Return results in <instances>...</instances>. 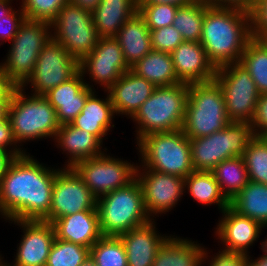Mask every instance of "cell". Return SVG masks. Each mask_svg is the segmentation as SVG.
Segmentation results:
<instances>
[{"instance_id": "obj_1", "label": "cell", "mask_w": 267, "mask_h": 266, "mask_svg": "<svg viewBox=\"0 0 267 266\" xmlns=\"http://www.w3.org/2000/svg\"><path fill=\"white\" fill-rule=\"evenodd\" d=\"M26 153L16 157L0 181V216L11 220H43L50 212L55 174Z\"/></svg>"}, {"instance_id": "obj_2", "label": "cell", "mask_w": 267, "mask_h": 266, "mask_svg": "<svg viewBox=\"0 0 267 266\" xmlns=\"http://www.w3.org/2000/svg\"><path fill=\"white\" fill-rule=\"evenodd\" d=\"M251 38V14L214 7L205 11L200 43L216 69L239 62Z\"/></svg>"}, {"instance_id": "obj_3", "label": "cell", "mask_w": 267, "mask_h": 266, "mask_svg": "<svg viewBox=\"0 0 267 266\" xmlns=\"http://www.w3.org/2000/svg\"><path fill=\"white\" fill-rule=\"evenodd\" d=\"M189 84L156 87L131 118L136 122V143L144 136L182 128Z\"/></svg>"}, {"instance_id": "obj_4", "label": "cell", "mask_w": 267, "mask_h": 266, "mask_svg": "<svg viewBox=\"0 0 267 266\" xmlns=\"http://www.w3.org/2000/svg\"><path fill=\"white\" fill-rule=\"evenodd\" d=\"M230 122L223 91L215 79L189 84L181 128L189 139L209 136L223 130Z\"/></svg>"}, {"instance_id": "obj_5", "label": "cell", "mask_w": 267, "mask_h": 266, "mask_svg": "<svg viewBox=\"0 0 267 266\" xmlns=\"http://www.w3.org/2000/svg\"><path fill=\"white\" fill-rule=\"evenodd\" d=\"M16 86L8 109L13 136L18 145L30 140L53 138L60 128L56 110L43 95H27ZM20 143V144H19Z\"/></svg>"}, {"instance_id": "obj_6", "label": "cell", "mask_w": 267, "mask_h": 266, "mask_svg": "<svg viewBox=\"0 0 267 266\" xmlns=\"http://www.w3.org/2000/svg\"><path fill=\"white\" fill-rule=\"evenodd\" d=\"M137 149L141 161L137 166L182 178L195 171L189 138L182 129L144 136Z\"/></svg>"}, {"instance_id": "obj_7", "label": "cell", "mask_w": 267, "mask_h": 266, "mask_svg": "<svg viewBox=\"0 0 267 266\" xmlns=\"http://www.w3.org/2000/svg\"><path fill=\"white\" fill-rule=\"evenodd\" d=\"M96 208L103 236L118 237L151 220L137 179L98 198Z\"/></svg>"}, {"instance_id": "obj_8", "label": "cell", "mask_w": 267, "mask_h": 266, "mask_svg": "<svg viewBox=\"0 0 267 266\" xmlns=\"http://www.w3.org/2000/svg\"><path fill=\"white\" fill-rule=\"evenodd\" d=\"M254 137L251 123L230 122L209 136L189 139L194 170L211 172L224 160L242 157Z\"/></svg>"}, {"instance_id": "obj_9", "label": "cell", "mask_w": 267, "mask_h": 266, "mask_svg": "<svg viewBox=\"0 0 267 266\" xmlns=\"http://www.w3.org/2000/svg\"><path fill=\"white\" fill-rule=\"evenodd\" d=\"M51 24L46 21L25 19L10 43L2 67L8 78L21 86L33 73L37 58L52 37Z\"/></svg>"}, {"instance_id": "obj_10", "label": "cell", "mask_w": 267, "mask_h": 266, "mask_svg": "<svg viewBox=\"0 0 267 266\" xmlns=\"http://www.w3.org/2000/svg\"><path fill=\"white\" fill-rule=\"evenodd\" d=\"M52 38L80 62L96 46L99 35L92 14L67 2L50 23Z\"/></svg>"}, {"instance_id": "obj_11", "label": "cell", "mask_w": 267, "mask_h": 266, "mask_svg": "<svg viewBox=\"0 0 267 266\" xmlns=\"http://www.w3.org/2000/svg\"><path fill=\"white\" fill-rule=\"evenodd\" d=\"M214 79L223 91L230 121L251 123L260 94L246 68L239 62L224 65L216 69Z\"/></svg>"}, {"instance_id": "obj_12", "label": "cell", "mask_w": 267, "mask_h": 266, "mask_svg": "<svg viewBox=\"0 0 267 266\" xmlns=\"http://www.w3.org/2000/svg\"><path fill=\"white\" fill-rule=\"evenodd\" d=\"M137 163L115 158L107 153L77 163L73 169L98 199L136 179Z\"/></svg>"}, {"instance_id": "obj_13", "label": "cell", "mask_w": 267, "mask_h": 266, "mask_svg": "<svg viewBox=\"0 0 267 266\" xmlns=\"http://www.w3.org/2000/svg\"><path fill=\"white\" fill-rule=\"evenodd\" d=\"M78 71L79 62L51 37L39 53L33 73L20 87L26 91L30 84V94L44 96Z\"/></svg>"}, {"instance_id": "obj_14", "label": "cell", "mask_w": 267, "mask_h": 266, "mask_svg": "<svg viewBox=\"0 0 267 266\" xmlns=\"http://www.w3.org/2000/svg\"><path fill=\"white\" fill-rule=\"evenodd\" d=\"M97 198L73 168L61 167L55 174L49 214L43 219H56L85 210H97Z\"/></svg>"}, {"instance_id": "obj_15", "label": "cell", "mask_w": 267, "mask_h": 266, "mask_svg": "<svg viewBox=\"0 0 267 266\" xmlns=\"http://www.w3.org/2000/svg\"><path fill=\"white\" fill-rule=\"evenodd\" d=\"M115 37H100L93 50L79 62V71L88 74L106 92L125 72L130 70Z\"/></svg>"}, {"instance_id": "obj_16", "label": "cell", "mask_w": 267, "mask_h": 266, "mask_svg": "<svg viewBox=\"0 0 267 266\" xmlns=\"http://www.w3.org/2000/svg\"><path fill=\"white\" fill-rule=\"evenodd\" d=\"M136 179L142 187L144 206L151 220L171 211L185 193L184 178L179 176L137 166Z\"/></svg>"}, {"instance_id": "obj_17", "label": "cell", "mask_w": 267, "mask_h": 266, "mask_svg": "<svg viewBox=\"0 0 267 266\" xmlns=\"http://www.w3.org/2000/svg\"><path fill=\"white\" fill-rule=\"evenodd\" d=\"M12 221V222H11ZM23 230L15 260L8 266H45L56 238L52 223L43 220H11Z\"/></svg>"}, {"instance_id": "obj_18", "label": "cell", "mask_w": 267, "mask_h": 266, "mask_svg": "<svg viewBox=\"0 0 267 266\" xmlns=\"http://www.w3.org/2000/svg\"><path fill=\"white\" fill-rule=\"evenodd\" d=\"M215 234L224 246L222 249L249 255V248L260 237L264 227L256 220L240 215L230 206L222 212Z\"/></svg>"}, {"instance_id": "obj_19", "label": "cell", "mask_w": 267, "mask_h": 266, "mask_svg": "<svg viewBox=\"0 0 267 266\" xmlns=\"http://www.w3.org/2000/svg\"><path fill=\"white\" fill-rule=\"evenodd\" d=\"M84 76L78 71L68 81L56 86L44 95L56 110L60 125L72 123L84 108L88 96L95 91L94 86L90 85L86 79L84 80Z\"/></svg>"}, {"instance_id": "obj_20", "label": "cell", "mask_w": 267, "mask_h": 266, "mask_svg": "<svg viewBox=\"0 0 267 266\" xmlns=\"http://www.w3.org/2000/svg\"><path fill=\"white\" fill-rule=\"evenodd\" d=\"M171 57L175 73L182 83L208 82L215 78L216 68L200 42L183 41Z\"/></svg>"}, {"instance_id": "obj_21", "label": "cell", "mask_w": 267, "mask_h": 266, "mask_svg": "<svg viewBox=\"0 0 267 266\" xmlns=\"http://www.w3.org/2000/svg\"><path fill=\"white\" fill-rule=\"evenodd\" d=\"M155 89L154 84L129 70L107 92L116 116L119 114L132 118Z\"/></svg>"}, {"instance_id": "obj_22", "label": "cell", "mask_w": 267, "mask_h": 266, "mask_svg": "<svg viewBox=\"0 0 267 266\" xmlns=\"http://www.w3.org/2000/svg\"><path fill=\"white\" fill-rule=\"evenodd\" d=\"M155 220L118 236L125 248L128 266H152L158 248L169 237L157 233Z\"/></svg>"}, {"instance_id": "obj_23", "label": "cell", "mask_w": 267, "mask_h": 266, "mask_svg": "<svg viewBox=\"0 0 267 266\" xmlns=\"http://www.w3.org/2000/svg\"><path fill=\"white\" fill-rule=\"evenodd\" d=\"M54 141L57 148L59 147L69 158L64 162V168H73L77 163L100 156L107 151L106 148L102 149L103 143L95 135L76 128L71 123L60 125Z\"/></svg>"}, {"instance_id": "obj_24", "label": "cell", "mask_w": 267, "mask_h": 266, "mask_svg": "<svg viewBox=\"0 0 267 266\" xmlns=\"http://www.w3.org/2000/svg\"><path fill=\"white\" fill-rule=\"evenodd\" d=\"M56 238L91 248L103 235L97 210H85L56 219Z\"/></svg>"}, {"instance_id": "obj_25", "label": "cell", "mask_w": 267, "mask_h": 266, "mask_svg": "<svg viewBox=\"0 0 267 266\" xmlns=\"http://www.w3.org/2000/svg\"><path fill=\"white\" fill-rule=\"evenodd\" d=\"M106 93L107 96L103 99L98 98L96 91H93L80 114L71 123L74 127L95 135L102 143L110 129L115 127L112 122L116 115L109 94Z\"/></svg>"}, {"instance_id": "obj_26", "label": "cell", "mask_w": 267, "mask_h": 266, "mask_svg": "<svg viewBox=\"0 0 267 266\" xmlns=\"http://www.w3.org/2000/svg\"><path fill=\"white\" fill-rule=\"evenodd\" d=\"M138 11V0H101L91 13L99 37H115Z\"/></svg>"}, {"instance_id": "obj_27", "label": "cell", "mask_w": 267, "mask_h": 266, "mask_svg": "<svg viewBox=\"0 0 267 266\" xmlns=\"http://www.w3.org/2000/svg\"><path fill=\"white\" fill-rule=\"evenodd\" d=\"M115 38L130 67L152 50L150 30L138 11L123 24Z\"/></svg>"}, {"instance_id": "obj_28", "label": "cell", "mask_w": 267, "mask_h": 266, "mask_svg": "<svg viewBox=\"0 0 267 266\" xmlns=\"http://www.w3.org/2000/svg\"><path fill=\"white\" fill-rule=\"evenodd\" d=\"M175 235L169 237L158 248L152 266H203L205 246Z\"/></svg>"}, {"instance_id": "obj_29", "label": "cell", "mask_w": 267, "mask_h": 266, "mask_svg": "<svg viewBox=\"0 0 267 266\" xmlns=\"http://www.w3.org/2000/svg\"><path fill=\"white\" fill-rule=\"evenodd\" d=\"M130 70L156 87L182 83L175 73L170 53L151 50L131 66Z\"/></svg>"}, {"instance_id": "obj_30", "label": "cell", "mask_w": 267, "mask_h": 266, "mask_svg": "<svg viewBox=\"0 0 267 266\" xmlns=\"http://www.w3.org/2000/svg\"><path fill=\"white\" fill-rule=\"evenodd\" d=\"M184 190L202 205H218L221 213L230 206L212 172L193 171L184 178Z\"/></svg>"}, {"instance_id": "obj_31", "label": "cell", "mask_w": 267, "mask_h": 266, "mask_svg": "<svg viewBox=\"0 0 267 266\" xmlns=\"http://www.w3.org/2000/svg\"><path fill=\"white\" fill-rule=\"evenodd\" d=\"M230 207L240 215L258 221L264 228L267 227V185L249 181L230 200Z\"/></svg>"}, {"instance_id": "obj_32", "label": "cell", "mask_w": 267, "mask_h": 266, "mask_svg": "<svg viewBox=\"0 0 267 266\" xmlns=\"http://www.w3.org/2000/svg\"><path fill=\"white\" fill-rule=\"evenodd\" d=\"M211 172L218 182L222 193L229 201L249 182L248 172L242 157L224 160Z\"/></svg>"}, {"instance_id": "obj_33", "label": "cell", "mask_w": 267, "mask_h": 266, "mask_svg": "<svg viewBox=\"0 0 267 266\" xmlns=\"http://www.w3.org/2000/svg\"><path fill=\"white\" fill-rule=\"evenodd\" d=\"M209 7L205 1H194L178 7L173 26L180 32L183 41L200 42L205 11Z\"/></svg>"}, {"instance_id": "obj_34", "label": "cell", "mask_w": 267, "mask_h": 266, "mask_svg": "<svg viewBox=\"0 0 267 266\" xmlns=\"http://www.w3.org/2000/svg\"><path fill=\"white\" fill-rule=\"evenodd\" d=\"M239 63L249 72L259 94H267V49L257 39L251 38Z\"/></svg>"}, {"instance_id": "obj_35", "label": "cell", "mask_w": 267, "mask_h": 266, "mask_svg": "<svg viewBox=\"0 0 267 266\" xmlns=\"http://www.w3.org/2000/svg\"><path fill=\"white\" fill-rule=\"evenodd\" d=\"M249 181L267 185V138L255 136L243 156Z\"/></svg>"}, {"instance_id": "obj_36", "label": "cell", "mask_w": 267, "mask_h": 266, "mask_svg": "<svg viewBox=\"0 0 267 266\" xmlns=\"http://www.w3.org/2000/svg\"><path fill=\"white\" fill-rule=\"evenodd\" d=\"M97 266H128L124 245L119 237L102 236L90 248Z\"/></svg>"}, {"instance_id": "obj_37", "label": "cell", "mask_w": 267, "mask_h": 266, "mask_svg": "<svg viewBox=\"0 0 267 266\" xmlns=\"http://www.w3.org/2000/svg\"><path fill=\"white\" fill-rule=\"evenodd\" d=\"M90 255V248L55 238L45 266H80Z\"/></svg>"}, {"instance_id": "obj_38", "label": "cell", "mask_w": 267, "mask_h": 266, "mask_svg": "<svg viewBox=\"0 0 267 266\" xmlns=\"http://www.w3.org/2000/svg\"><path fill=\"white\" fill-rule=\"evenodd\" d=\"M22 11L29 20L51 23L69 0H21Z\"/></svg>"}, {"instance_id": "obj_39", "label": "cell", "mask_w": 267, "mask_h": 266, "mask_svg": "<svg viewBox=\"0 0 267 266\" xmlns=\"http://www.w3.org/2000/svg\"><path fill=\"white\" fill-rule=\"evenodd\" d=\"M179 6L170 4H138V13L144 18L149 30L173 25Z\"/></svg>"}, {"instance_id": "obj_40", "label": "cell", "mask_w": 267, "mask_h": 266, "mask_svg": "<svg viewBox=\"0 0 267 266\" xmlns=\"http://www.w3.org/2000/svg\"><path fill=\"white\" fill-rule=\"evenodd\" d=\"M152 50L172 53L183 42L180 32L173 26L150 30Z\"/></svg>"}, {"instance_id": "obj_41", "label": "cell", "mask_w": 267, "mask_h": 266, "mask_svg": "<svg viewBox=\"0 0 267 266\" xmlns=\"http://www.w3.org/2000/svg\"><path fill=\"white\" fill-rule=\"evenodd\" d=\"M208 254H210L209 251L205 249L202 265L208 262V266H248V255L243 253L229 252L221 249L216 255H213L214 257L211 256V259L208 258L210 257Z\"/></svg>"}, {"instance_id": "obj_42", "label": "cell", "mask_w": 267, "mask_h": 266, "mask_svg": "<svg viewBox=\"0 0 267 266\" xmlns=\"http://www.w3.org/2000/svg\"><path fill=\"white\" fill-rule=\"evenodd\" d=\"M25 19L22 7L19 10L14 9L9 15L0 19V46L5 41L11 43Z\"/></svg>"}, {"instance_id": "obj_43", "label": "cell", "mask_w": 267, "mask_h": 266, "mask_svg": "<svg viewBox=\"0 0 267 266\" xmlns=\"http://www.w3.org/2000/svg\"><path fill=\"white\" fill-rule=\"evenodd\" d=\"M22 148L23 147L20 148V145L17 144L13 136L9 118L7 117L5 120H0V149L10 152L16 157H20L28 153Z\"/></svg>"}, {"instance_id": "obj_44", "label": "cell", "mask_w": 267, "mask_h": 266, "mask_svg": "<svg viewBox=\"0 0 267 266\" xmlns=\"http://www.w3.org/2000/svg\"><path fill=\"white\" fill-rule=\"evenodd\" d=\"M267 34V0H257L251 12V36Z\"/></svg>"}, {"instance_id": "obj_45", "label": "cell", "mask_w": 267, "mask_h": 266, "mask_svg": "<svg viewBox=\"0 0 267 266\" xmlns=\"http://www.w3.org/2000/svg\"><path fill=\"white\" fill-rule=\"evenodd\" d=\"M251 125L255 136H267V94L259 96Z\"/></svg>"}, {"instance_id": "obj_46", "label": "cell", "mask_w": 267, "mask_h": 266, "mask_svg": "<svg viewBox=\"0 0 267 266\" xmlns=\"http://www.w3.org/2000/svg\"><path fill=\"white\" fill-rule=\"evenodd\" d=\"M205 2L210 7L238 9L251 14L257 0H205Z\"/></svg>"}, {"instance_id": "obj_47", "label": "cell", "mask_w": 267, "mask_h": 266, "mask_svg": "<svg viewBox=\"0 0 267 266\" xmlns=\"http://www.w3.org/2000/svg\"><path fill=\"white\" fill-rule=\"evenodd\" d=\"M16 85L8 78L0 63V101H10Z\"/></svg>"}, {"instance_id": "obj_48", "label": "cell", "mask_w": 267, "mask_h": 266, "mask_svg": "<svg viewBox=\"0 0 267 266\" xmlns=\"http://www.w3.org/2000/svg\"><path fill=\"white\" fill-rule=\"evenodd\" d=\"M16 156L6 150L0 149V181L7 173V170Z\"/></svg>"}, {"instance_id": "obj_49", "label": "cell", "mask_w": 267, "mask_h": 266, "mask_svg": "<svg viewBox=\"0 0 267 266\" xmlns=\"http://www.w3.org/2000/svg\"><path fill=\"white\" fill-rule=\"evenodd\" d=\"M69 2L92 13L101 0H69Z\"/></svg>"}, {"instance_id": "obj_50", "label": "cell", "mask_w": 267, "mask_h": 266, "mask_svg": "<svg viewBox=\"0 0 267 266\" xmlns=\"http://www.w3.org/2000/svg\"><path fill=\"white\" fill-rule=\"evenodd\" d=\"M190 0H138V4H170L184 6L190 3Z\"/></svg>"}, {"instance_id": "obj_51", "label": "cell", "mask_w": 267, "mask_h": 266, "mask_svg": "<svg viewBox=\"0 0 267 266\" xmlns=\"http://www.w3.org/2000/svg\"><path fill=\"white\" fill-rule=\"evenodd\" d=\"M13 0H0V19L2 17L9 15L14 9L11 7V2Z\"/></svg>"}, {"instance_id": "obj_52", "label": "cell", "mask_w": 267, "mask_h": 266, "mask_svg": "<svg viewBox=\"0 0 267 266\" xmlns=\"http://www.w3.org/2000/svg\"><path fill=\"white\" fill-rule=\"evenodd\" d=\"M248 255V266H267V254L263 251V255H260L257 259H250Z\"/></svg>"}, {"instance_id": "obj_53", "label": "cell", "mask_w": 267, "mask_h": 266, "mask_svg": "<svg viewBox=\"0 0 267 266\" xmlns=\"http://www.w3.org/2000/svg\"><path fill=\"white\" fill-rule=\"evenodd\" d=\"M10 101H0V120H5L8 117Z\"/></svg>"}, {"instance_id": "obj_54", "label": "cell", "mask_w": 267, "mask_h": 266, "mask_svg": "<svg viewBox=\"0 0 267 266\" xmlns=\"http://www.w3.org/2000/svg\"><path fill=\"white\" fill-rule=\"evenodd\" d=\"M80 266H97L95 260L89 255L88 258Z\"/></svg>"}, {"instance_id": "obj_55", "label": "cell", "mask_w": 267, "mask_h": 266, "mask_svg": "<svg viewBox=\"0 0 267 266\" xmlns=\"http://www.w3.org/2000/svg\"><path fill=\"white\" fill-rule=\"evenodd\" d=\"M256 39L267 49V34L259 35Z\"/></svg>"}, {"instance_id": "obj_56", "label": "cell", "mask_w": 267, "mask_h": 266, "mask_svg": "<svg viewBox=\"0 0 267 266\" xmlns=\"http://www.w3.org/2000/svg\"><path fill=\"white\" fill-rule=\"evenodd\" d=\"M260 247H261L262 251H264L267 254V238L263 242H261Z\"/></svg>"}, {"instance_id": "obj_57", "label": "cell", "mask_w": 267, "mask_h": 266, "mask_svg": "<svg viewBox=\"0 0 267 266\" xmlns=\"http://www.w3.org/2000/svg\"><path fill=\"white\" fill-rule=\"evenodd\" d=\"M2 255L0 254V266H8L6 263H5V260H2L3 257H1Z\"/></svg>"}, {"instance_id": "obj_58", "label": "cell", "mask_w": 267, "mask_h": 266, "mask_svg": "<svg viewBox=\"0 0 267 266\" xmlns=\"http://www.w3.org/2000/svg\"><path fill=\"white\" fill-rule=\"evenodd\" d=\"M191 2H194V1H205V0H190Z\"/></svg>"}]
</instances>
